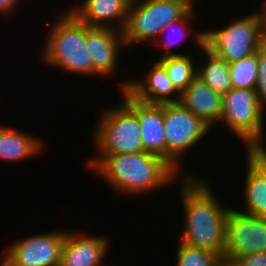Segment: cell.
<instances>
[{"label":"cell","mask_w":266,"mask_h":266,"mask_svg":"<svg viewBox=\"0 0 266 266\" xmlns=\"http://www.w3.org/2000/svg\"><path fill=\"white\" fill-rule=\"evenodd\" d=\"M192 59L190 55H172L158 59V62L165 68L172 85L179 93L184 91L197 76V65Z\"/></svg>","instance_id":"cell-20"},{"label":"cell","mask_w":266,"mask_h":266,"mask_svg":"<svg viewBox=\"0 0 266 266\" xmlns=\"http://www.w3.org/2000/svg\"><path fill=\"white\" fill-rule=\"evenodd\" d=\"M257 82L255 92L258 102L266 107V43L257 51Z\"/></svg>","instance_id":"cell-25"},{"label":"cell","mask_w":266,"mask_h":266,"mask_svg":"<svg viewBox=\"0 0 266 266\" xmlns=\"http://www.w3.org/2000/svg\"><path fill=\"white\" fill-rule=\"evenodd\" d=\"M265 111L258 102L255 89L231 88L222 96L218 122L226 124L227 129L241 139L246 151H266L262 138Z\"/></svg>","instance_id":"cell-5"},{"label":"cell","mask_w":266,"mask_h":266,"mask_svg":"<svg viewBox=\"0 0 266 266\" xmlns=\"http://www.w3.org/2000/svg\"><path fill=\"white\" fill-rule=\"evenodd\" d=\"M86 49L89 51L95 76H111L118 68L120 49L126 46L123 32L112 28L87 25Z\"/></svg>","instance_id":"cell-11"},{"label":"cell","mask_w":266,"mask_h":266,"mask_svg":"<svg viewBox=\"0 0 266 266\" xmlns=\"http://www.w3.org/2000/svg\"><path fill=\"white\" fill-rule=\"evenodd\" d=\"M245 211L266 218V151H246Z\"/></svg>","instance_id":"cell-15"},{"label":"cell","mask_w":266,"mask_h":266,"mask_svg":"<svg viewBox=\"0 0 266 266\" xmlns=\"http://www.w3.org/2000/svg\"><path fill=\"white\" fill-rule=\"evenodd\" d=\"M122 105L102 111L94 133L96 155L143 152L137 115L122 101Z\"/></svg>","instance_id":"cell-6"},{"label":"cell","mask_w":266,"mask_h":266,"mask_svg":"<svg viewBox=\"0 0 266 266\" xmlns=\"http://www.w3.org/2000/svg\"><path fill=\"white\" fill-rule=\"evenodd\" d=\"M108 240L101 235L88 237L73 231L66 232L59 266H104L102 262L108 252Z\"/></svg>","instance_id":"cell-13"},{"label":"cell","mask_w":266,"mask_h":266,"mask_svg":"<svg viewBox=\"0 0 266 266\" xmlns=\"http://www.w3.org/2000/svg\"><path fill=\"white\" fill-rule=\"evenodd\" d=\"M130 3L131 0H83L82 5H73L67 10L90 27L123 31Z\"/></svg>","instance_id":"cell-12"},{"label":"cell","mask_w":266,"mask_h":266,"mask_svg":"<svg viewBox=\"0 0 266 266\" xmlns=\"http://www.w3.org/2000/svg\"><path fill=\"white\" fill-rule=\"evenodd\" d=\"M57 19L41 52L43 63L71 74L94 75L92 57L85 46L87 24L70 10L62 12Z\"/></svg>","instance_id":"cell-3"},{"label":"cell","mask_w":266,"mask_h":266,"mask_svg":"<svg viewBox=\"0 0 266 266\" xmlns=\"http://www.w3.org/2000/svg\"><path fill=\"white\" fill-rule=\"evenodd\" d=\"M194 0H156L157 37L163 28L181 19L194 5Z\"/></svg>","instance_id":"cell-22"},{"label":"cell","mask_w":266,"mask_h":266,"mask_svg":"<svg viewBox=\"0 0 266 266\" xmlns=\"http://www.w3.org/2000/svg\"><path fill=\"white\" fill-rule=\"evenodd\" d=\"M145 80H133L121 83L122 91L127 90L135 99L145 103L178 102L180 93L172 85L165 68L154 62ZM174 95V96H173Z\"/></svg>","instance_id":"cell-14"},{"label":"cell","mask_w":266,"mask_h":266,"mask_svg":"<svg viewBox=\"0 0 266 266\" xmlns=\"http://www.w3.org/2000/svg\"><path fill=\"white\" fill-rule=\"evenodd\" d=\"M86 164L90 170L103 176L114 190L125 196L154 192L155 189L174 183L179 177L166 161L144 151L97 155L93 159L89 158Z\"/></svg>","instance_id":"cell-2"},{"label":"cell","mask_w":266,"mask_h":266,"mask_svg":"<svg viewBox=\"0 0 266 266\" xmlns=\"http://www.w3.org/2000/svg\"><path fill=\"white\" fill-rule=\"evenodd\" d=\"M179 184L185 214L179 241L223 258L226 220L230 208L218 202L207 181L201 177L185 176Z\"/></svg>","instance_id":"cell-1"},{"label":"cell","mask_w":266,"mask_h":266,"mask_svg":"<svg viewBox=\"0 0 266 266\" xmlns=\"http://www.w3.org/2000/svg\"><path fill=\"white\" fill-rule=\"evenodd\" d=\"M211 127L179 102L164 103L166 162L178 173L180 158L208 134Z\"/></svg>","instance_id":"cell-7"},{"label":"cell","mask_w":266,"mask_h":266,"mask_svg":"<svg viewBox=\"0 0 266 266\" xmlns=\"http://www.w3.org/2000/svg\"><path fill=\"white\" fill-rule=\"evenodd\" d=\"M257 70V52L229 63L232 88L255 89Z\"/></svg>","instance_id":"cell-21"},{"label":"cell","mask_w":266,"mask_h":266,"mask_svg":"<svg viewBox=\"0 0 266 266\" xmlns=\"http://www.w3.org/2000/svg\"><path fill=\"white\" fill-rule=\"evenodd\" d=\"M0 266H17L12 261H10L5 255L2 257V261L0 260Z\"/></svg>","instance_id":"cell-28"},{"label":"cell","mask_w":266,"mask_h":266,"mask_svg":"<svg viewBox=\"0 0 266 266\" xmlns=\"http://www.w3.org/2000/svg\"><path fill=\"white\" fill-rule=\"evenodd\" d=\"M22 2L21 0H0V13L7 15L12 14L13 11L15 12L18 8L19 3ZM16 6V7H15Z\"/></svg>","instance_id":"cell-27"},{"label":"cell","mask_w":266,"mask_h":266,"mask_svg":"<svg viewBox=\"0 0 266 266\" xmlns=\"http://www.w3.org/2000/svg\"><path fill=\"white\" fill-rule=\"evenodd\" d=\"M231 264L234 266H266V251L238 256Z\"/></svg>","instance_id":"cell-26"},{"label":"cell","mask_w":266,"mask_h":266,"mask_svg":"<svg viewBox=\"0 0 266 266\" xmlns=\"http://www.w3.org/2000/svg\"><path fill=\"white\" fill-rule=\"evenodd\" d=\"M65 231L40 233L15 240L4 255L17 266H59Z\"/></svg>","instance_id":"cell-9"},{"label":"cell","mask_w":266,"mask_h":266,"mask_svg":"<svg viewBox=\"0 0 266 266\" xmlns=\"http://www.w3.org/2000/svg\"><path fill=\"white\" fill-rule=\"evenodd\" d=\"M178 102L210 127L218 124L222 111V95L214 92L199 77L196 76L180 93Z\"/></svg>","instance_id":"cell-16"},{"label":"cell","mask_w":266,"mask_h":266,"mask_svg":"<svg viewBox=\"0 0 266 266\" xmlns=\"http://www.w3.org/2000/svg\"><path fill=\"white\" fill-rule=\"evenodd\" d=\"M194 9H195V7L193 6L181 19H179V20H177L175 22H172V23H170L169 25H167V26H165L163 28V30L161 31L160 35L161 34L163 35V34L166 33L165 36L167 37V39L165 40V38H164L163 41L161 40V43L156 42V44L158 45V47L159 46L160 47L163 46L162 48H163V51H164L163 52L164 55L162 54L161 57L172 56V55H183L181 53H178V54L177 53H174V51L172 52V50H173L172 48L174 47L175 44H181V41H184L182 39L185 38V37H183L186 34L185 31L188 28V25H190V21L192 23L193 19H195V17H196V14H195L196 13V10L194 11ZM178 28H179L178 31H179V33H180L181 36L179 35V33H177V29ZM183 28H184L185 31H182ZM176 33H177V35H176ZM170 34H171V37H173V38L170 37ZM178 35L180 36L181 39L179 38Z\"/></svg>","instance_id":"cell-24"},{"label":"cell","mask_w":266,"mask_h":266,"mask_svg":"<svg viewBox=\"0 0 266 266\" xmlns=\"http://www.w3.org/2000/svg\"><path fill=\"white\" fill-rule=\"evenodd\" d=\"M238 19L228 26L204 31V46L228 63L257 52L266 43V15L261 10Z\"/></svg>","instance_id":"cell-4"},{"label":"cell","mask_w":266,"mask_h":266,"mask_svg":"<svg viewBox=\"0 0 266 266\" xmlns=\"http://www.w3.org/2000/svg\"><path fill=\"white\" fill-rule=\"evenodd\" d=\"M263 6H261L262 8L260 9L265 15H266V0H264V2L262 3Z\"/></svg>","instance_id":"cell-29"},{"label":"cell","mask_w":266,"mask_h":266,"mask_svg":"<svg viewBox=\"0 0 266 266\" xmlns=\"http://www.w3.org/2000/svg\"><path fill=\"white\" fill-rule=\"evenodd\" d=\"M176 266H220L222 257L217 254L186 245L180 241L177 249Z\"/></svg>","instance_id":"cell-23"},{"label":"cell","mask_w":266,"mask_h":266,"mask_svg":"<svg viewBox=\"0 0 266 266\" xmlns=\"http://www.w3.org/2000/svg\"><path fill=\"white\" fill-rule=\"evenodd\" d=\"M122 32L126 47L153 41L157 36L156 0H131Z\"/></svg>","instance_id":"cell-17"},{"label":"cell","mask_w":266,"mask_h":266,"mask_svg":"<svg viewBox=\"0 0 266 266\" xmlns=\"http://www.w3.org/2000/svg\"><path fill=\"white\" fill-rule=\"evenodd\" d=\"M193 37L195 45L200 48V53H205L207 57L203 66L197 65V77L204 81L214 92L224 95L231 88V78L229 73V63L213 54L204 46V32H198Z\"/></svg>","instance_id":"cell-18"},{"label":"cell","mask_w":266,"mask_h":266,"mask_svg":"<svg viewBox=\"0 0 266 266\" xmlns=\"http://www.w3.org/2000/svg\"><path fill=\"white\" fill-rule=\"evenodd\" d=\"M123 102L137 115L144 152L166 161L164 134V103H145L135 99L127 90L121 91Z\"/></svg>","instance_id":"cell-10"},{"label":"cell","mask_w":266,"mask_h":266,"mask_svg":"<svg viewBox=\"0 0 266 266\" xmlns=\"http://www.w3.org/2000/svg\"><path fill=\"white\" fill-rule=\"evenodd\" d=\"M266 251V218L230 209L226 220L223 261Z\"/></svg>","instance_id":"cell-8"},{"label":"cell","mask_w":266,"mask_h":266,"mask_svg":"<svg viewBox=\"0 0 266 266\" xmlns=\"http://www.w3.org/2000/svg\"><path fill=\"white\" fill-rule=\"evenodd\" d=\"M220 266H234L233 264L229 263V262H226V261H223Z\"/></svg>","instance_id":"cell-30"},{"label":"cell","mask_w":266,"mask_h":266,"mask_svg":"<svg viewBox=\"0 0 266 266\" xmlns=\"http://www.w3.org/2000/svg\"><path fill=\"white\" fill-rule=\"evenodd\" d=\"M32 134L0 125V160L19 161L38 154L43 141Z\"/></svg>","instance_id":"cell-19"}]
</instances>
